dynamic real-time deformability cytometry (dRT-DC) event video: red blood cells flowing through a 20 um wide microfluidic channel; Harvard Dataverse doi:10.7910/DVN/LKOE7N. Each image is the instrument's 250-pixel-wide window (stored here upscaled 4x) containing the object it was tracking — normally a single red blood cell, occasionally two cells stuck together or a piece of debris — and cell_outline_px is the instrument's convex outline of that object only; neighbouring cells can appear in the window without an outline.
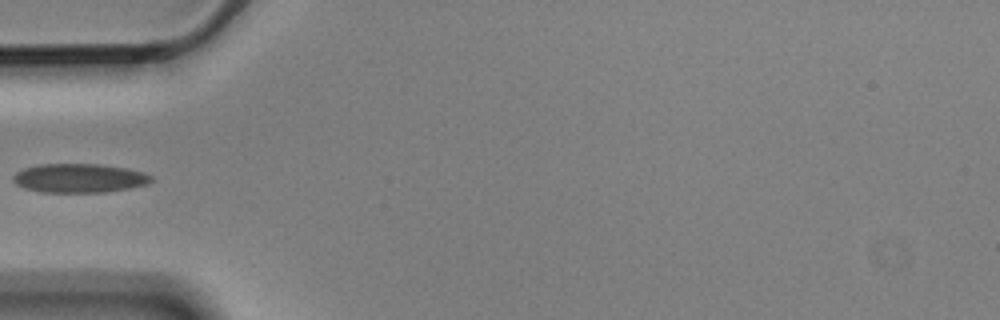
{"species": "Egyptian fruit bat (a non-hibernating species)", "species_latin": "Rousettus aegyptiacus", "temperature_condition": "cold", "stored_images_in_passage": 6, "camera_frame_rate_fps": 3000, "um_per_image_px": 0.085, "animal": {"sex": "male"}, "frame": {"image": 1, "passage_image": 5, "time_ms": 1.333, "image_size_px": [1000, 320], "cell_outline_px": [[152, 180], [148, 184], [128, 188], [104, 192], [40, 192], [24, 188], [16, 184], [12, 180], [12, 176], [16, 172], [24, 168], [40, 164], [100, 164], [128, 168], [144, 172], [152, 176]], "centroid_in_image_um": [6.73, 15.14], "position_along_channel_um": 78.3, "area_um2": 23.41}}
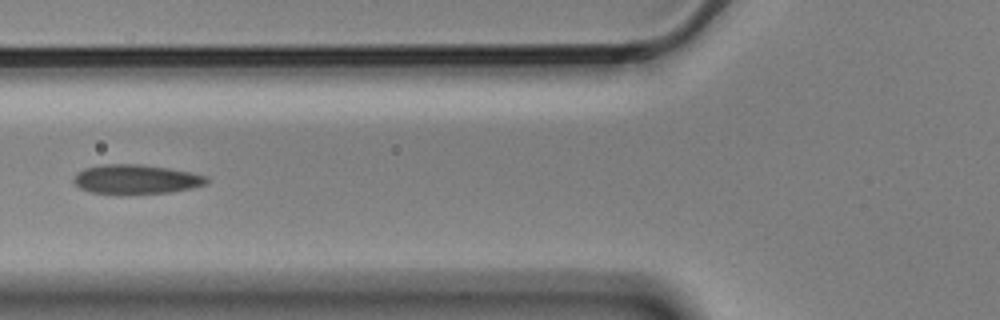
{"frame": {"image": 2, "passage_image": 6, "time_ms": 1.667, "image_size_px": [1000, 320], "cell_outline_px": [[208, 184], [192, 188], [168, 192], [120, 196], [116, 196], [92, 192], [80, 188], [72, 180], [76, 172], [84, 168], [100, 164], [140, 164], [168, 168], [192, 172], [208, 176]], "centroid_in_image_um": [11.54, 15.26], "position_along_channel_um": 114.3, "area_um2": 23.47}}